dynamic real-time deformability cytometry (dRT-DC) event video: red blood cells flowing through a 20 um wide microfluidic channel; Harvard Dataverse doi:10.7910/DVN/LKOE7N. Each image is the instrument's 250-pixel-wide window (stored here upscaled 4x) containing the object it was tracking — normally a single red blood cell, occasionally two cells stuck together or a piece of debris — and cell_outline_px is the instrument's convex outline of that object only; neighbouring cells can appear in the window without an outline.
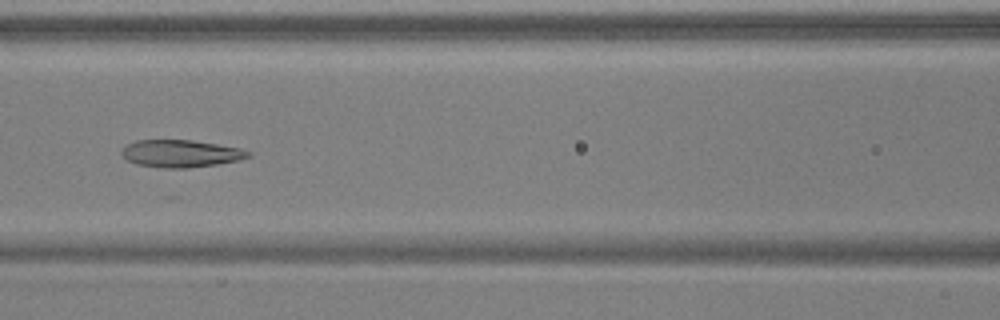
{"species": "common noctule bat (a hibernating species)", "species_latin": "Nyctalus noctula", "temperature_condition": "warm", "stored_images_in_passage": 6, "camera_frame_rate_fps": 3000, "um_per_image_px": 0.085, "animal": {"sex": "male", "body_mass_g": 17.9, "forearm_length_mm": 54.2}, "frame": {"image": 1, "passage_image": 6, "time_ms": 1.667, "image_size_px": [1000, 320], "cell_outline_px": [[252, 156], [236, 160], [216, 164], [188, 168], [160, 168], [136, 164], [128, 160], [120, 152], [128, 144], [136, 140], [192, 140], [240, 148], [252, 152]], "centroid_in_image_um": [15.37, 13.05], "position_along_channel_um": 151.2, "area_um2": 20.06}}